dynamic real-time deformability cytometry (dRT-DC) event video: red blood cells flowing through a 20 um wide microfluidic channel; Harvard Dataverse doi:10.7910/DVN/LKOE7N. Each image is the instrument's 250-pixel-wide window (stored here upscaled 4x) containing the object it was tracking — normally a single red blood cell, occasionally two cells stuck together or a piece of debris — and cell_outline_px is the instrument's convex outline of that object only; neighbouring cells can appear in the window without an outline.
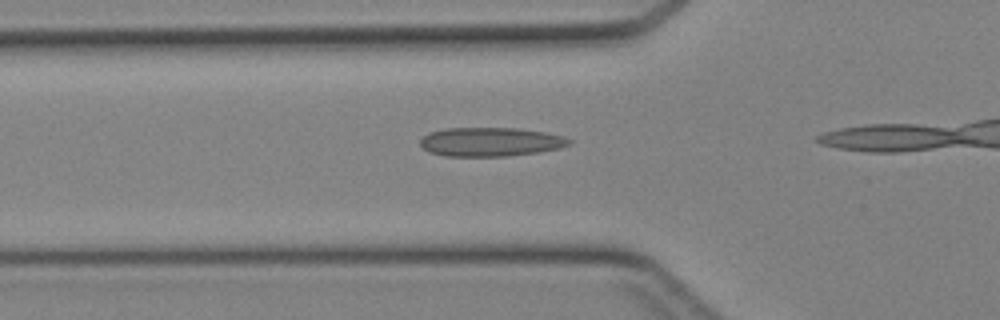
{"species": "Egyptian fruit bat (a non-hibernating species)", "species_latin": "Rousettus aegyptiacus", "temperature_condition": "cold", "stored_images_in_passage": 9, "camera_frame_rate_fps": 3000, "um_per_image_px": 0.085, "animal": {"sex": "female"}, "frame": {"image": 1, "passage_image": 5, "time_ms": 1.333, "image_size_px": [1000, 320], "cell_outline_px": [[572, 144], [560, 148], [536, 152], [508, 156], [444, 156], [428, 152], [420, 144], [420, 140], [428, 132], [444, 128], [516, 128], [548, 132], [564, 136], [572, 140]], "centroid_in_image_um": [41.7, 12.05], "position_along_channel_um": 84.1, "area_um2": 25.32}}
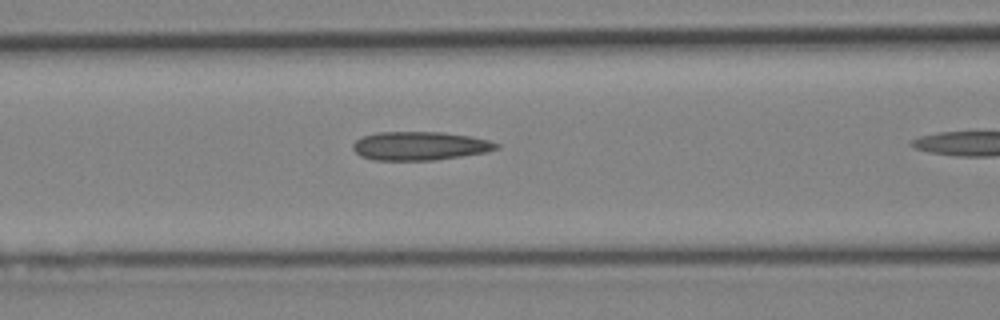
{"frame": {"image": 2, "passage_image": 8, "time_ms": 2.333, "image_size_px": [1000, 320], "cell_outline_px": [[500, 148], [488, 152], [432, 160], [372, 160], [360, 156], [352, 148], [352, 144], [356, 140], [364, 136], [376, 132], [440, 132], [472, 136], [488, 140], [500, 144]], "centroid_in_image_um": [35.69, 12.4], "position_along_channel_um": 130.9, "area_um2": 23.99}}